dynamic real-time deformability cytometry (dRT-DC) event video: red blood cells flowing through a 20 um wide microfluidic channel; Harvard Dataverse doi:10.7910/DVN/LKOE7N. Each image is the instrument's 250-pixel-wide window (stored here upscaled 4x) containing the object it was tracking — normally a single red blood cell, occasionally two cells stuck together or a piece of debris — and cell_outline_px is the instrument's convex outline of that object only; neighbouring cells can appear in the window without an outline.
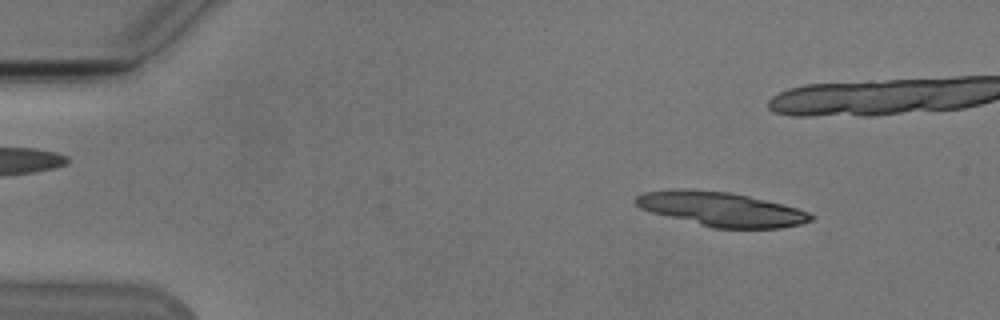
{"species": "Egyptian fruit bat (a non-hibernating species)", "species_latin": "Rousettus aegyptiacus", "temperature_condition": "cold", "stored_images_in_passage": 18, "camera_frame_rate_fps": 3000, "um_per_image_px": 0.085, "animal": {"sex": "male"}, "frame": {"image": 1, "passage_image": 6, "time_ms": 1.667, "image_size_px": [1000, 320], "cell_outline_px": [[816, 216], [812, 220], [800, 224], [780, 228], [712, 228], [652, 212], [640, 208], [636, 204], [636, 196], [644, 192], [676, 188], [680, 188], [728, 192], [748, 196], [796, 208], [808, 212]], "centroid_in_image_um": [61.29, 17.77], "position_along_channel_um": 23.7, "area_um2": 34.62}}